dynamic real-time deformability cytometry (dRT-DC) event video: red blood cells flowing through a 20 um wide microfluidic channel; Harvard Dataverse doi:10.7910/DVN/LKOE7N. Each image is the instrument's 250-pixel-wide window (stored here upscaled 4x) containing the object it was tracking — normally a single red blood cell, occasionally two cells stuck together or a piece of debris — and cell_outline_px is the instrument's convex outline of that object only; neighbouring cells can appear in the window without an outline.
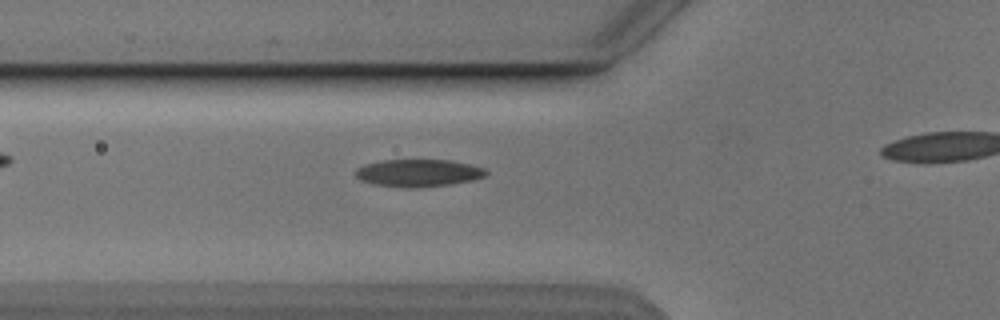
{"species": "Egyptian fruit bat (a non-hibernating species)", "species_latin": "Rousettus aegyptiacus", "temperature_condition": "cold", "stored_images_in_passage": 3, "camera_frame_rate_fps": 3000, "um_per_image_px": 0.085, "animal": {"sex": "male"}, "frame": {"image": 1, "passage_image": 3, "time_ms": 2.333, "image_size_px": [1000, 320], "cell_outline_px": [[488, 172], [484, 176], [472, 180], [452, 184], [420, 188], [404, 188], [372, 184], [360, 180], [356, 176], [356, 168], [364, 164], [380, 160], [448, 160], [468, 164], [484, 168]], "centroid_in_image_um": [35.52, 14.71], "position_along_channel_um": 90.3, "area_um2": 20.98}}